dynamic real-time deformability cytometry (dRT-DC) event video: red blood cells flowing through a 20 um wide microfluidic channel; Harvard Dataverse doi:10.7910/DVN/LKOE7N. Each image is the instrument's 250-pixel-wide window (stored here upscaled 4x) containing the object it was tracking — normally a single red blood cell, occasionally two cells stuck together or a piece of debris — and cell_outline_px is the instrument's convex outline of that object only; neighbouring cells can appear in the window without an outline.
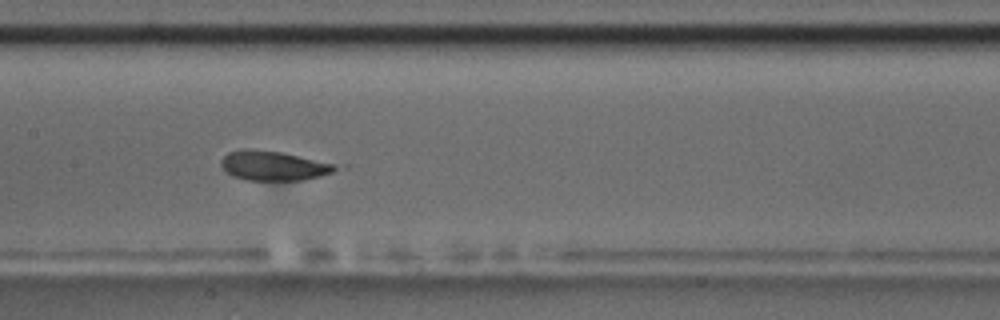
{"species": "common noctule bat (a hibernating species)", "species_latin": "Nyctalus noctula", "temperature_condition": "room temperature", "stored_images_in_passage": 13, "camera_frame_rate_fps": 3000, "um_per_image_px": 0.085, "animal": {"sex": "male", "body_mass_g": 17.5, "forearm_length_mm": 52.3}, "frame": {"image": 1, "passage_image": 8, "time_ms": 9.0, "image_size_px": [1000, 320], "cell_outline_px": [[348, 168], [320, 176], [300, 180], [244, 180], [232, 176], [224, 172], [220, 164], [220, 160], [228, 152], [244, 148], [248, 148], [280, 152], [348, 164]], "centroid_in_image_um": [23.41, 14.08], "position_along_channel_um": 184.0, "area_um2": 20.75}}